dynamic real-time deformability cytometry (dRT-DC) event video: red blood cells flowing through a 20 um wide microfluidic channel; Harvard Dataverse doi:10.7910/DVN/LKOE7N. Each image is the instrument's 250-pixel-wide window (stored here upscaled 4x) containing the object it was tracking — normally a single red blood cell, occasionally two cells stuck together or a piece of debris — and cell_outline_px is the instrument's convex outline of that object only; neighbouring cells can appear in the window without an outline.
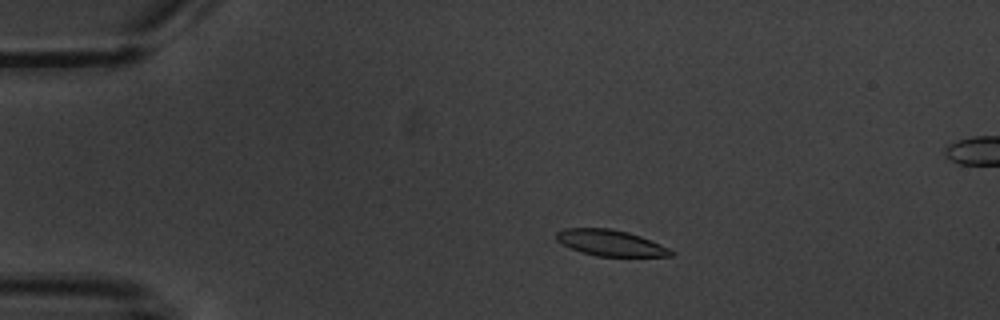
{"species": "common noctule bat (a hibernating species)", "species_latin": "Nyctalus noctula", "temperature_condition": "warm", "stored_images_in_passage": 9, "camera_frame_rate_fps": 3000, "um_per_image_px": 0.085, "animal": {"sex": "male", "body_mass_g": 20.1, "forearm_length_mm": 53.5}, "frame": {"image": 1, "passage_image": 3, "time_ms": 2.333, "image_size_px": [1000, 320], "cell_outline_px": [[676, 252], [672, 256], [596, 256], [580, 252], [556, 240], [556, 232], [564, 228], [608, 228], [628, 232], [640, 236], [660, 244]], "centroid_in_image_um": [51.89, 20.64], "position_along_channel_um": 33.1, "area_um2": 17.28}}
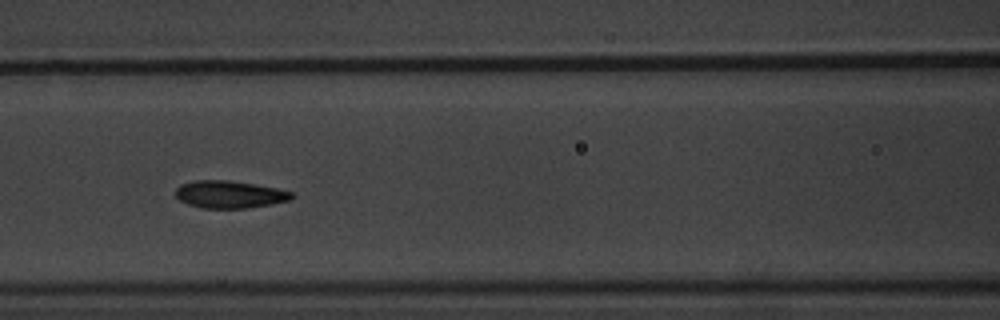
{"frame": {"image": 2, "passage_image": 7, "time_ms": 7.0, "image_size_px": [1000, 320], "cell_outline_px": [[296, 196], [292, 200], [248, 208], [200, 208], [188, 204], [180, 200], [176, 196], [176, 188], [180, 184], [196, 180], [228, 180], [256, 184], [276, 188], [292, 192]], "centroid_in_image_um": [19.53, 16.52], "position_along_channel_um": 147.1, "area_um2": 18.67}}
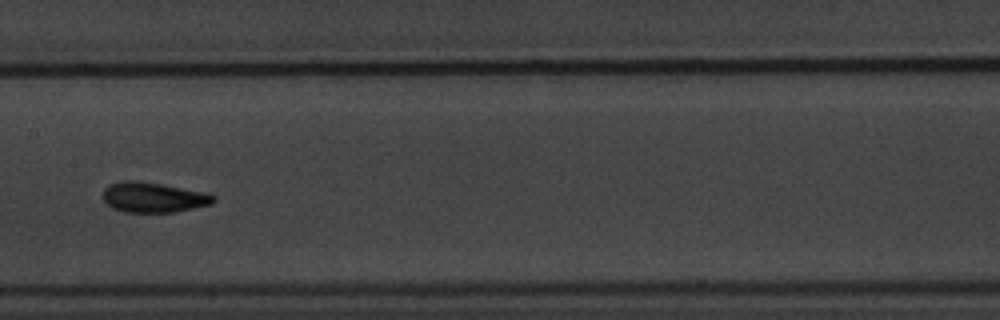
{"frame": {"image": 3, "passage_image": 8, "time_ms": 8.333, "image_size_px": [1000, 320], "cell_outline_px": [[216, 200], [212, 204], [172, 212], [124, 212], [112, 208], [104, 200], [104, 188], [108, 184], [124, 180], [136, 180], [160, 184], [204, 192], [216, 196]], "centroid_in_image_um": [13.02, 16.77], "position_along_channel_um": 194.4, "area_um2": 19.31}}